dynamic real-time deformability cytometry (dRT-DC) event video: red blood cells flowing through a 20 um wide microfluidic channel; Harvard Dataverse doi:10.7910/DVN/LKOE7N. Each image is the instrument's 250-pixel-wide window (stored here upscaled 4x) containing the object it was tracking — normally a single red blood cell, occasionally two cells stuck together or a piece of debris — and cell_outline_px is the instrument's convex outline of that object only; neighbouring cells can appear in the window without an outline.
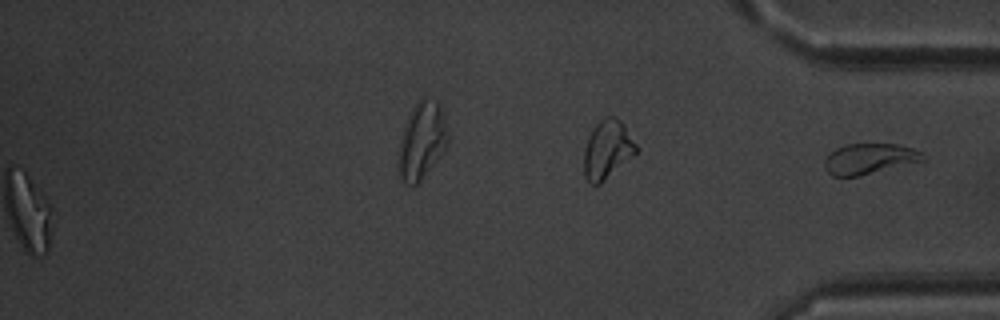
{"species": "common noctule bat (a hibernating species)", "species_latin": "Nyctalus noctula", "temperature_condition": "warm", "stored_images_in_passage": 53, "segment_of_instrument_passage": [2, 2], "camera_frame_rate_fps": 3000, "um_per_image_px": 0.085, "animal": {"sex": "male", "body_mass_g": 20.1, "forearm_length_mm": 53.5}, "frame": {"image": 1, "passage_image": 53, "time_ms": 17.333, "image_size_px": [1000, 320], "cell_outline_px": [[924, 160], [856, 176], [832, 176], [828, 172], [824, 164], [824, 160], [836, 148], [848, 144], [896, 144], [912, 148], [920, 152]], "centroid_in_image_um": [73.85, 13.49], "position_along_channel_um": 361.3, "area_um2": 16.94}}